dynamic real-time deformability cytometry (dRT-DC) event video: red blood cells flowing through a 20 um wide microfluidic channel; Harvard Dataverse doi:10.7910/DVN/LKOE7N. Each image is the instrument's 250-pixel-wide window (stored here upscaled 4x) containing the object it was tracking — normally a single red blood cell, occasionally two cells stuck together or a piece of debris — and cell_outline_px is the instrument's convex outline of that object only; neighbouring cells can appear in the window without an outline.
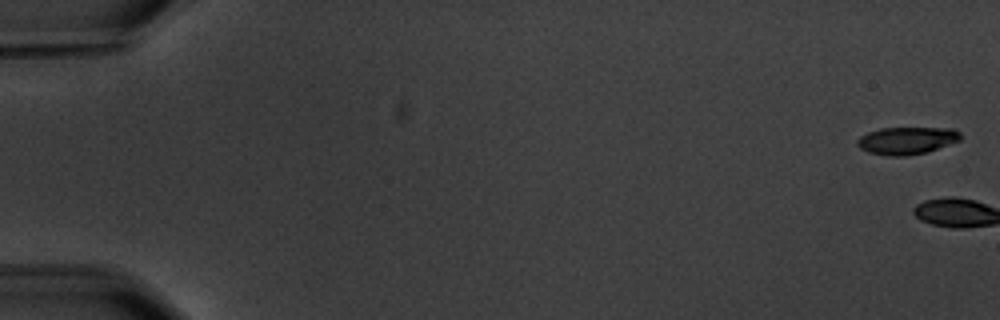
{"species": "common noctule bat (a hibernating species)", "species_latin": "Nyctalus noctula", "temperature_condition": "warm", "stored_images_in_passage": 8, "camera_frame_rate_fps": 3000, "um_per_image_px": 0.085, "animal": {"sex": "male", "body_mass_g": 20.1, "forearm_length_mm": 53.5}, "frame": {"image": 1, "passage_image": 1, "time_ms": 0.0, "image_size_px": [1000, 320], "cell_outline_px": [[960, 140], [928, 152], [904, 156], [888, 156], [868, 152], [860, 148], [856, 144], [856, 140], [860, 136], [868, 132], [880, 128], [952, 128], [960, 132]], "centroid_in_image_um": [77.05, 11.95], "position_along_channel_um": 7.9, "area_um2": 16.53}}